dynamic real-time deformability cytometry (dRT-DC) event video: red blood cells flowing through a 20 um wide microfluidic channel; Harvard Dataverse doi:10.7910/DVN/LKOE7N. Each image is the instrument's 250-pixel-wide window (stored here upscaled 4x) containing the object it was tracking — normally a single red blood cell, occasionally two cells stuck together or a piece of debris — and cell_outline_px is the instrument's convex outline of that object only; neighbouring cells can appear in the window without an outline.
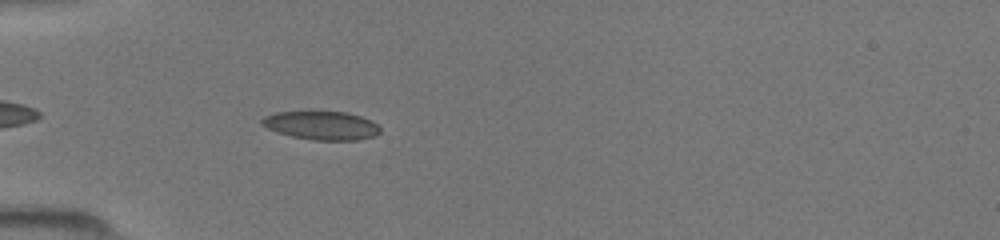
{"species": "common noctule bat (a hibernating species)", "species_latin": "Nyctalus noctula", "temperature_condition": "room temperature", "stored_images_in_passage": 36, "camera_frame_rate_fps": 3000, "um_per_image_px": 0.085, "animal": {"sex": "female", "body_mass_g": 19.5, "forearm_length_mm": 54.1}, "frame": {"image": 1, "passage_image": 5, "time_ms": 1.333, "image_size_px": [1000, 240], "cell_outline_px": [[380, 132], [372, 136], [356, 140], [312, 140], [292, 136], [268, 128], [260, 124], [260, 120], [264, 116], [276, 112], [344, 112], [360, 116], [372, 120], [380, 128]], "centroid_in_image_um": [27.32, 10.66], "position_along_channel_um": 57.7, "area_um2": 19.42}}
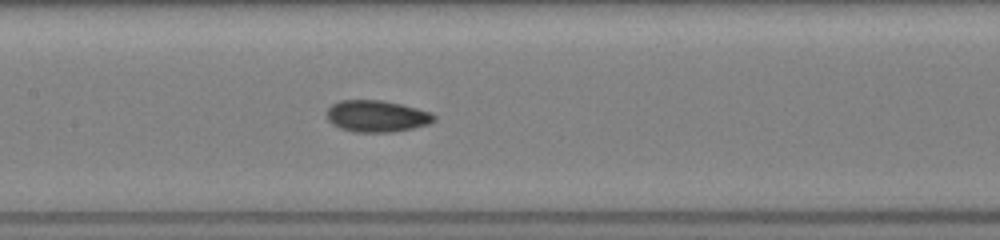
{"frame": {"image": 2, "passage_image": 14, "time_ms": 4.333, "image_size_px": [1000, 240], "cell_outline_px": [[436, 120], [428, 124], [412, 128], [392, 132], [352, 132], [340, 128], [332, 124], [328, 120], [328, 108], [332, 104], [340, 100], [380, 100], [400, 104], [432, 112], [436, 116]], "centroid_in_image_um": [32.03, 9.88], "position_along_channel_um": 175.4, "area_um2": 19.77}}
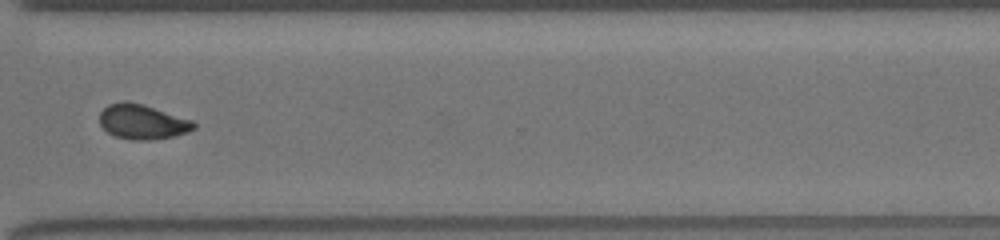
{"frame": {"image": 3, "passage_image": 27, "time_ms": 8.667, "image_size_px": [1000, 240], "cell_outline_px": [[196, 128], [172, 136], [148, 140], [132, 140], [116, 136], [108, 132], [100, 124], [100, 112], [108, 104], [124, 100], [128, 100], [144, 104], [192, 120], [196, 124]], "centroid_in_image_um": [12.08, 10.33], "position_along_channel_um": 358.5, "area_um2": 19.02}}